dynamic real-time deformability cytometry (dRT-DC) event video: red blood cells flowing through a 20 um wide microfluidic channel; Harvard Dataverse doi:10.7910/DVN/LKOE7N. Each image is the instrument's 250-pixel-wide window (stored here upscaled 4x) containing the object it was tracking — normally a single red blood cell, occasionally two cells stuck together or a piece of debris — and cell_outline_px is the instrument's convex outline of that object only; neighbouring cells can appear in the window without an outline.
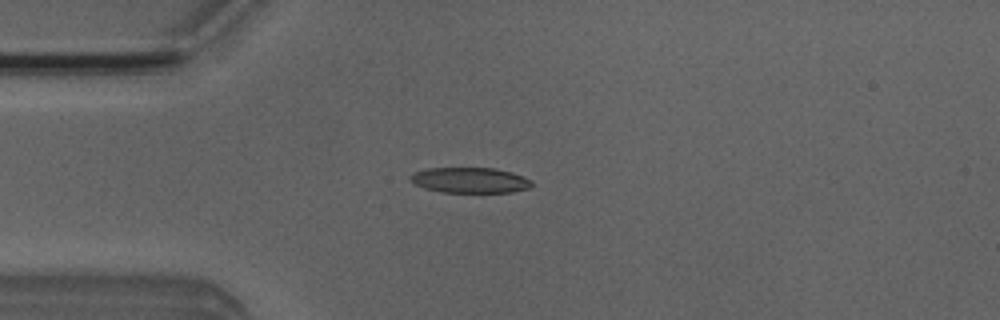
{"species": "Egyptian fruit bat (a non-hibernating species)", "species_latin": "Rousettus aegyptiacus", "temperature_condition": "room temperature", "stored_images_in_passage": 2, "camera_frame_rate_fps": 3000, "um_per_image_px": 0.085, "animal": {"sex": "male"}, "frame": {"image": 1, "passage_image": 2, "time_ms": 1.0, "image_size_px": [1000, 320], "cell_outline_px": [[532, 184], [528, 188], [512, 192], [440, 192], [424, 188], [408, 180], [408, 176], [412, 172], [428, 168], [496, 168], [532, 180]], "centroid_in_image_um": [39.87, 15.31], "position_along_channel_um": 45.1, "area_um2": 17.98}}